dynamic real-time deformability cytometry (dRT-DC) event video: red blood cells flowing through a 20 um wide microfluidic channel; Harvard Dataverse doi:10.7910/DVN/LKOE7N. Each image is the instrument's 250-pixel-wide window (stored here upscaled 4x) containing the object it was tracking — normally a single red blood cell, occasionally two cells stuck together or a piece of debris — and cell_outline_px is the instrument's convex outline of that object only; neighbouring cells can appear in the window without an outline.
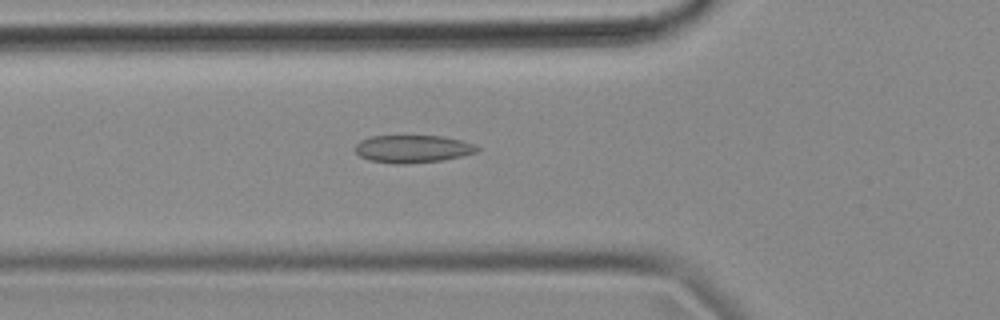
{"species": "common noctule bat (a hibernating species)", "species_latin": "Nyctalus noctula", "temperature_condition": "cold", "stored_images_in_passage": 39, "camera_frame_rate_fps": 3000, "um_per_image_px": 0.085, "animal": {"sex": "female", "body_mass_g": 18.4}, "frame": {"image": 1, "passage_image": 3, "time_ms": 0.667, "image_size_px": [1000, 320], "cell_outline_px": [[480, 148], [476, 152], [460, 156], [440, 160], [408, 164], [392, 164], [368, 160], [360, 156], [356, 152], [356, 144], [360, 140], [372, 136], [444, 136], [476, 144]], "centroid_in_image_um": [35.07, 12.65], "position_along_channel_um": 90.7, "area_um2": 19.65}}
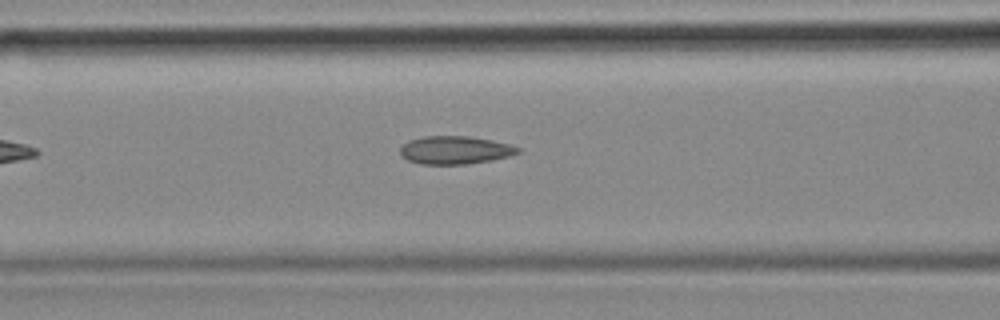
{"frame": {"image": 2, "passage_image": 6, "time_ms": 1.667, "image_size_px": [1000, 320], "cell_outline_px": [[520, 152], [508, 156], [492, 160], [468, 164], [420, 164], [408, 160], [400, 156], [400, 148], [408, 140], [424, 136], [468, 136], [492, 140], [508, 144], [520, 148]], "centroid_in_image_um": [38.65, 12.76], "position_along_channel_um": 128.0, "area_um2": 19.25}}
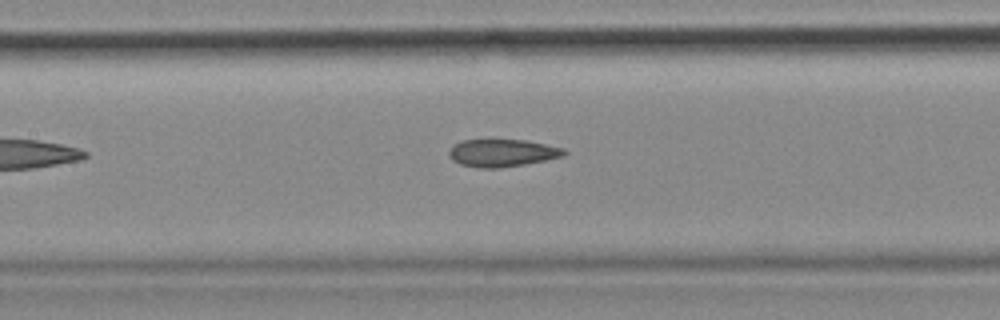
{"frame": {"image": 3, "passage_image": 9, "time_ms": 2.667, "image_size_px": [1000, 320], "cell_outline_px": [[568, 152], [564, 156], [524, 164], [496, 168], [480, 168], [460, 164], [452, 160], [448, 152], [456, 144], [464, 140], [524, 140], [564, 148]], "centroid_in_image_um": [42.71, 13.0], "position_along_channel_um": 164.7, "area_um2": 18.15}, "authors_computed_cell_mechanics": {"area_um2": 18.7272, "velocity_mm_per_s": 3.6769, "shape_relaxation_time_tau1_ms": null, "shape_relaxation_time_tau2_ms": 3.8069, "deformation_change_tau1": null, "deformation_change_tau2": 0.1079}}